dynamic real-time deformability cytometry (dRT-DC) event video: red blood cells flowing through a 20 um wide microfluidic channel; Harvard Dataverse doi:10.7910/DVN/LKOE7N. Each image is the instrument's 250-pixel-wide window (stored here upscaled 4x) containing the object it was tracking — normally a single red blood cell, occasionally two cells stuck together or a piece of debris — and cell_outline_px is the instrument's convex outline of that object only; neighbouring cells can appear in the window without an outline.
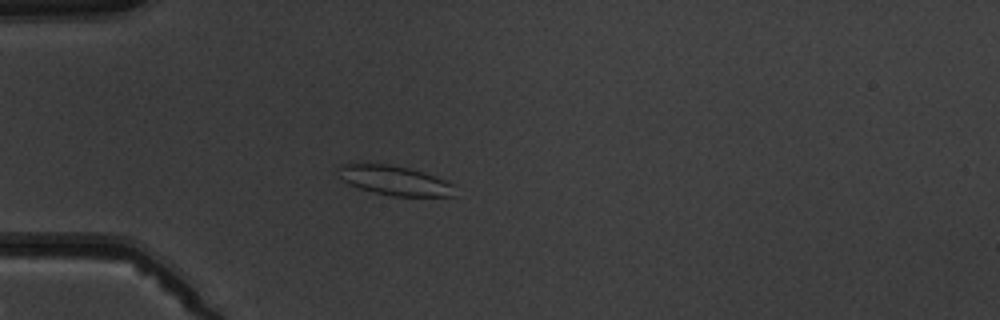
{"species": "common noctule bat (a hibernating species)", "species_latin": "Nyctalus noctula", "temperature_condition": "warm", "stored_images_in_passage": 1, "camera_frame_rate_fps": 3000, "um_per_image_px": 0.085, "animal": {"sex": "male", "body_mass_g": 19.5, "forearm_length_mm": 54.6}, "frame": {"image": 1, "passage_image": 1, "time_ms": 0.0, "image_size_px": [1000, 320], "cell_outline_px": [[456, 196], [392, 196], [360, 188], [348, 184], [336, 176], [336, 168], [340, 164], [392, 164], [408, 168], [444, 180], [452, 184]], "centroid_in_image_um": [33.46, 15.33], "position_along_channel_um": 51.5, "area_um2": 19.88}}